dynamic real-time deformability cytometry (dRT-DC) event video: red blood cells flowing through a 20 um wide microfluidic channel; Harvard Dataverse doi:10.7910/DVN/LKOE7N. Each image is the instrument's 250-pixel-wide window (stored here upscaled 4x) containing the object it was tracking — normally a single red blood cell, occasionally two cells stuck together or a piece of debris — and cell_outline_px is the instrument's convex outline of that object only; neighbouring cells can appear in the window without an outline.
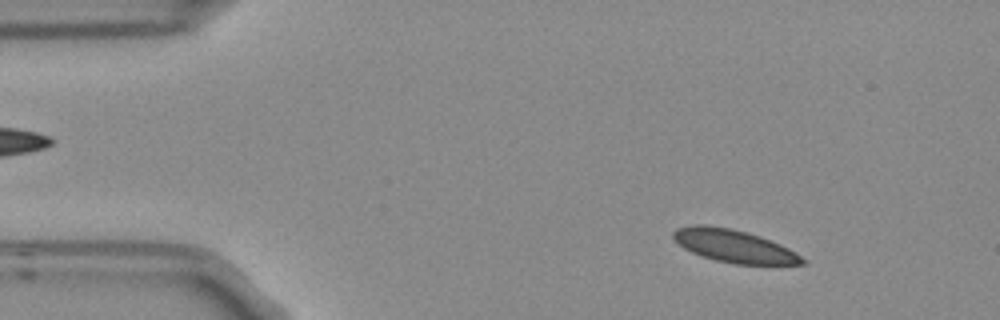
{"species": "Egyptian fruit bat (a non-hibernating species)", "species_latin": "Rousettus aegyptiacus", "temperature_condition": "room temperature", "stored_images_in_passage": 4, "camera_frame_rate_fps": 3000, "um_per_image_px": 0.085, "frame": {"image": 1, "passage_image": 1, "time_ms": 0.0, "image_size_px": [1000, 320], "cell_outline_px": [[808, 264], [736, 264], [716, 260], [700, 256], [684, 248], [672, 236], [672, 232], [676, 228], [696, 224], [704, 224], [728, 228], [744, 232], [780, 244], [796, 252], [808, 260]], "centroid_in_image_um": [62.4, 20.92], "position_along_channel_um": 22.6, "area_um2": 24.33}}
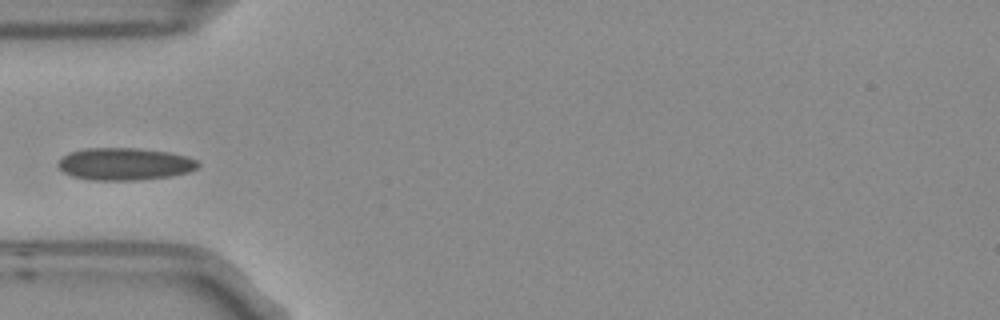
{"frame": {"image": 2, "passage_image": 4, "time_ms": 1.0, "image_size_px": [1000, 320], "cell_outline_px": [[200, 164], [196, 168], [188, 172], [172, 176], [140, 180], [88, 180], [72, 176], [64, 172], [56, 164], [68, 152], [88, 148], [136, 148], [168, 152], [188, 156], [196, 160]], "centroid_in_image_um": [10.6, 13.94], "position_along_channel_um": 74.4, "area_um2": 26.41}}